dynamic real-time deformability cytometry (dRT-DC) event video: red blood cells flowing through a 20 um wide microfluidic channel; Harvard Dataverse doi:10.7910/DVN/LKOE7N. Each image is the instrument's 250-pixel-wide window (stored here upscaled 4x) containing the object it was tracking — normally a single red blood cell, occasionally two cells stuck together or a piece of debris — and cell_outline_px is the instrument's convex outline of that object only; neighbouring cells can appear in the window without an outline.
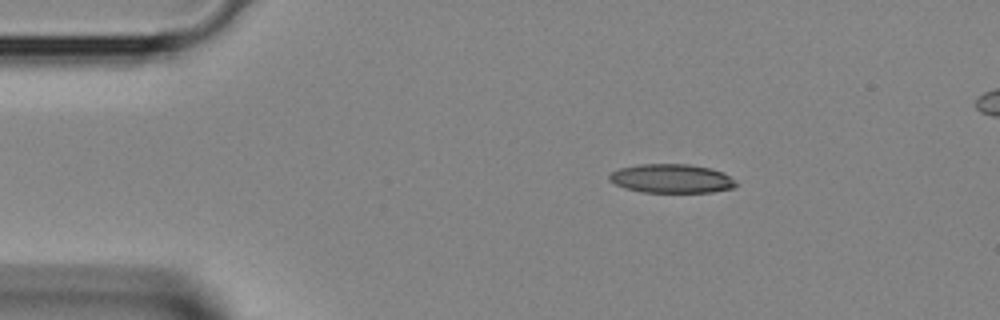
{"species": "Egyptian fruit bat (a non-hibernating species)", "species_latin": "Rousettus aegyptiacus", "temperature_condition": "room temperature", "stored_images_in_passage": 3, "segment_of_instrument_passage": [1, 2], "camera_frame_rate_fps": 3000, "um_per_image_px": 0.085, "animal": {"sex": "female"}, "frame": {"image": 1, "passage_image": 1, "time_ms": 0.0, "image_size_px": [1000, 320], "cell_outline_px": [[736, 184], [732, 188], [712, 192], [640, 192], [624, 188], [608, 180], [608, 176], [612, 172], [620, 168], [640, 164], [688, 164], [712, 168], [724, 172]], "centroid_in_image_um": [57.04, 15.17], "position_along_channel_um": 28.0, "area_um2": 21.27}}